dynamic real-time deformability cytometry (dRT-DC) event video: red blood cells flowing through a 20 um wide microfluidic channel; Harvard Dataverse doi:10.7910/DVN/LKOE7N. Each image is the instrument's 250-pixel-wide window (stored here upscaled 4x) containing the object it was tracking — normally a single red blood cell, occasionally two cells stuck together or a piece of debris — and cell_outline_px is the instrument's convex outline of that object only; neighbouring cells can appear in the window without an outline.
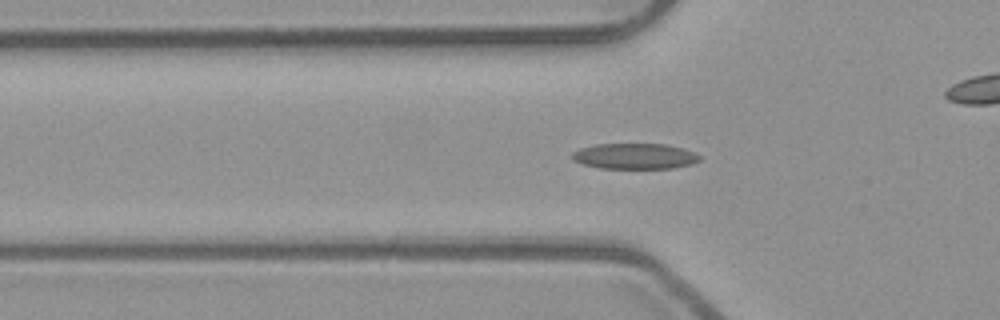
{"species": "common noctule bat (a hibernating species)", "species_latin": "Nyctalus noctula", "temperature_condition": "room temperature", "stored_images_in_passage": 51, "camera_frame_rate_fps": 3000, "um_per_image_px": 0.085, "animal": {"sex": "male", "body_mass_g": 23.1, "forearm_length_mm": 52.7}, "frame": {"image": 1, "passage_image": 15, "time_ms": 4.667, "image_size_px": [1000, 320], "cell_outline_px": [[700, 160], [692, 164], [672, 168], [600, 168], [584, 164], [572, 160], [572, 152], [580, 148], [596, 144], [668, 144], [692, 152], [700, 156]], "centroid_in_image_um": [53.93, 13.27], "position_along_channel_um": 71.9, "area_um2": 18.96}}
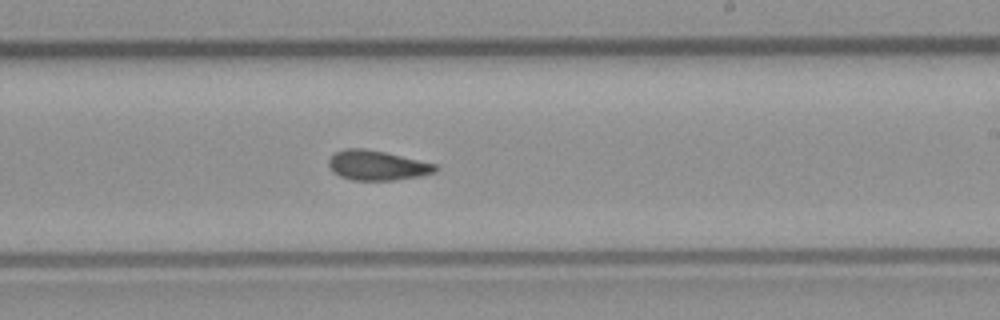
{"frame": {"image": 2, "passage_image": 29, "time_ms": 9.333, "image_size_px": [1000, 320], "cell_outline_px": [[440, 168], [436, 172], [420, 176], [392, 180], [352, 180], [340, 176], [332, 172], [328, 164], [328, 160], [336, 152], [344, 148], [364, 148], [384, 152], [436, 164]], "centroid_in_image_um": [32.05, 14.06], "position_along_channel_um": 257.0, "area_um2": 18.5}}
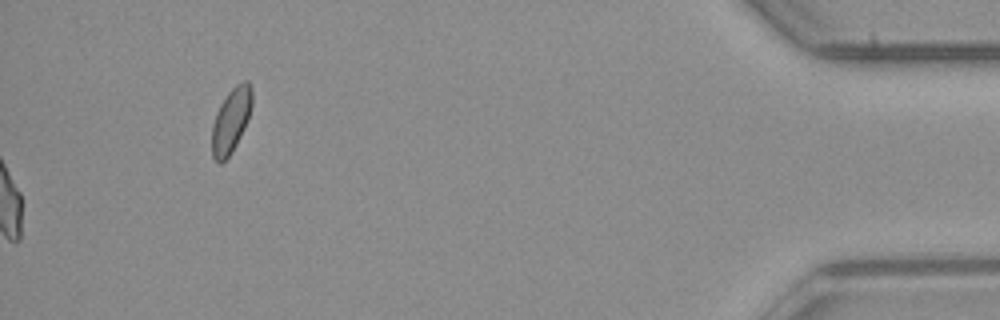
{"frame": {"image": 3, "passage_image": 51, "time_ms": 16.667, "image_size_px": [1000, 320], "cell_outline_px": [[252, 104], [248, 120], [232, 152], [220, 164], [212, 156], [212, 124], [216, 112], [220, 104], [228, 92], [236, 84], [244, 80], [248, 80], [252, 88]], "centroid_in_image_um": [19.64, 10.2], "position_along_channel_um": 415.6, "area_um2": 15.14}, "authors_computed_cell_mechanics": {"area_um2": 18.3804, "velocity_mm_per_s": 3.9396, "shape_relaxation_time_tau1_ms": 9.2208, "shape_relaxation_time_tau2_ms": 2.0676, "deformation_change_tau1": 0.2109, "deformation_change_tau2": 0.0804}}